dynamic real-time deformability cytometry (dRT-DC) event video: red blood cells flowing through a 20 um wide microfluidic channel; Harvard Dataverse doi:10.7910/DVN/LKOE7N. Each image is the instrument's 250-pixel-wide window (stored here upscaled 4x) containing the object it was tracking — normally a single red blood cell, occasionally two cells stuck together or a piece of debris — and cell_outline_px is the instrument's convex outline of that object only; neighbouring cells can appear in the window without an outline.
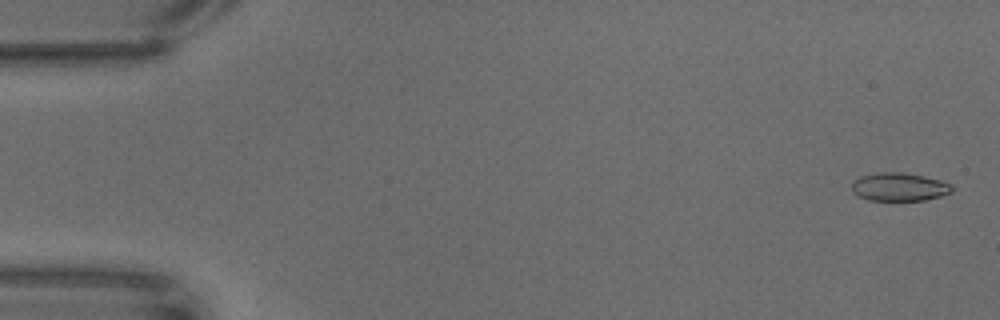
{"species": "common noctule bat (a hibernating species)", "species_latin": "Nyctalus noctula", "temperature_condition": "warm", "stored_images_in_passage": 65, "camera_frame_rate_fps": 3000, "um_per_image_px": 0.085, "animal": {"sex": "male", "body_mass_g": 18.8}, "frame": {"image": 1, "passage_image": 2, "time_ms": 0.333, "image_size_px": [1000, 320], "cell_outline_px": [[952, 192], [940, 196], [924, 200], [868, 200], [856, 196], [852, 192], [852, 184], [860, 176], [876, 172], [900, 172], [924, 176], [940, 180], [952, 184]], "centroid_in_image_um": [76.41, 15.88], "position_along_channel_um": 8.6, "area_um2": 16.53}}
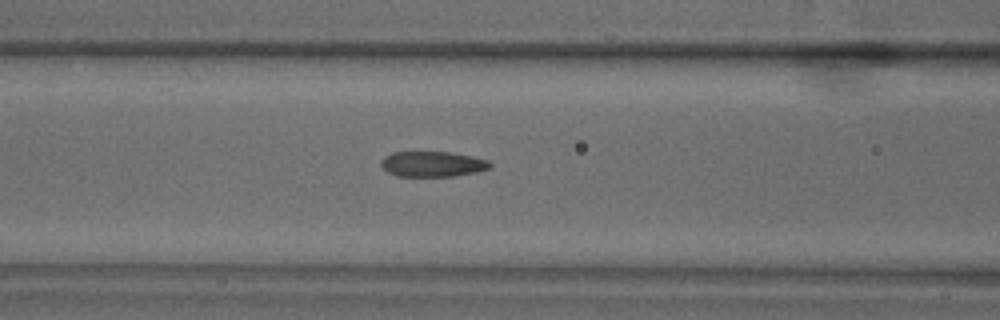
{"frame": {"image": 2, "passage_image": 27, "time_ms": 8.667, "image_size_px": [1000, 320], "cell_outline_px": [[492, 164], [488, 168], [476, 172], [452, 176], [396, 176], [388, 172], [380, 164], [380, 160], [384, 156], [392, 152], [452, 152], [472, 156], [488, 160]], "centroid_in_image_um": [36.74, 13.93], "position_along_channel_um": 129.9, "area_um2": 16.13}}
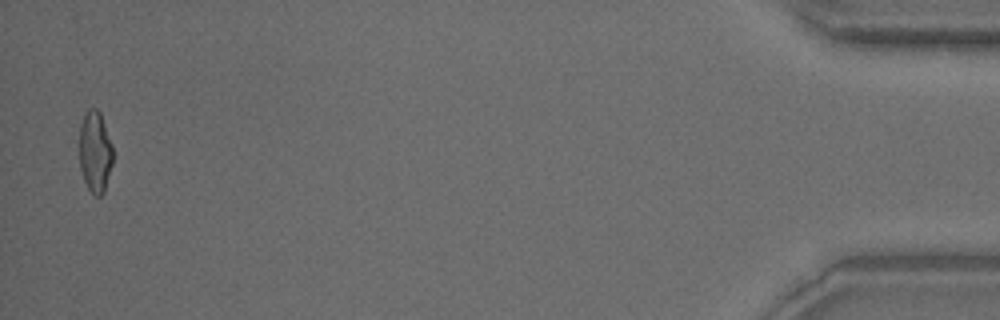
{"frame": {"image": 3, "passage_image": 64, "time_ms": 21.0, "image_size_px": [1000, 320], "cell_outline_px": [[112, 164], [104, 192], [100, 196], [96, 196], [88, 188], [84, 180], [80, 168], [80, 124], [84, 112], [88, 108], [96, 108], [100, 112], [112, 144]], "centroid_in_image_um": [8.08, 12.87], "position_along_channel_um": 427.1, "area_um2": 15.9}}